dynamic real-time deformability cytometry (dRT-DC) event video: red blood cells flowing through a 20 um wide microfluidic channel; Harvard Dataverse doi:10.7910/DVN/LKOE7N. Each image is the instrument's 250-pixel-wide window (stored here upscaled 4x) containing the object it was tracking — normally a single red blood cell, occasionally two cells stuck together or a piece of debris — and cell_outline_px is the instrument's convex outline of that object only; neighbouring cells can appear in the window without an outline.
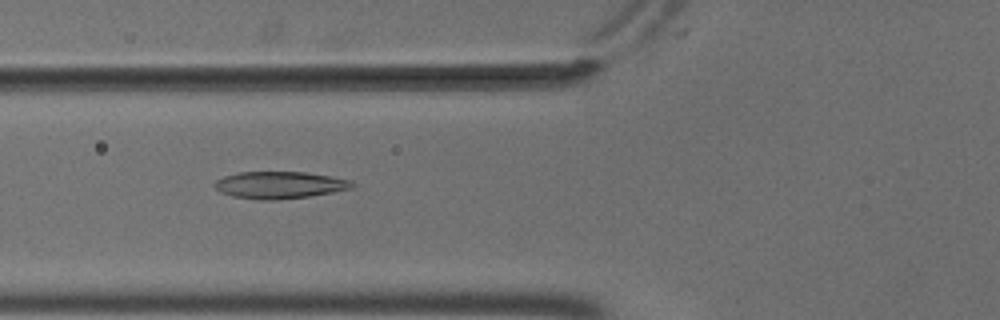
{"species": "common noctule bat (a hibernating species)", "species_latin": "Nyctalus noctula", "temperature_condition": "cold", "stored_images_in_passage": 36, "camera_frame_rate_fps": 3000, "um_per_image_px": 0.085, "animal": {"sex": "male", "body_mass_g": 18.8}, "frame": {"image": 1, "passage_image": 3, "time_ms": 0.667, "image_size_px": [1000, 320], "cell_outline_px": [[356, 184], [352, 188], [332, 192], [308, 196], [276, 200], [260, 200], [232, 196], [220, 192], [212, 184], [216, 180], [224, 176], [240, 172], [304, 172], [352, 180]], "centroid_in_image_um": [23.75, 15.73], "position_along_channel_um": 102.1, "area_um2": 21.62}}
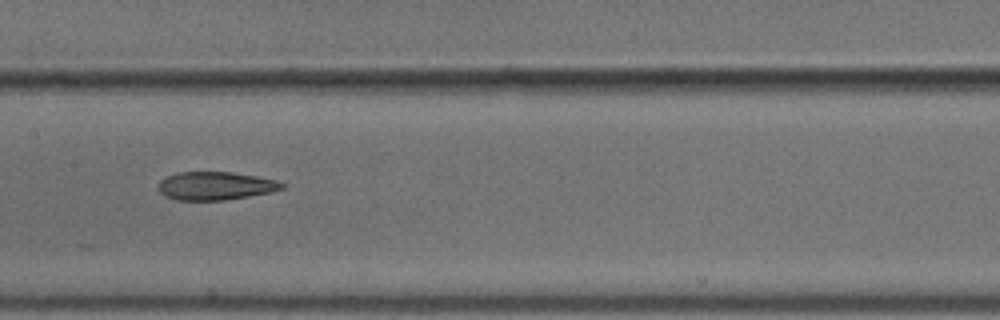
{"frame": {"image": 2, "passage_image": 10, "time_ms": 3.0, "image_size_px": [1000, 320], "cell_outline_px": [[284, 188], [268, 192], [248, 196], [224, 200], [176, 200], [164, 196], [160, 192], [160, 180], [168, 176], [180, 172], [232, 172], [256, 176], [276, 180], [284, 184]], "centroid_in_image_um": [18.3, 15.8], "position_along_channel_um": 189.1, "area_um2": 20.06}}
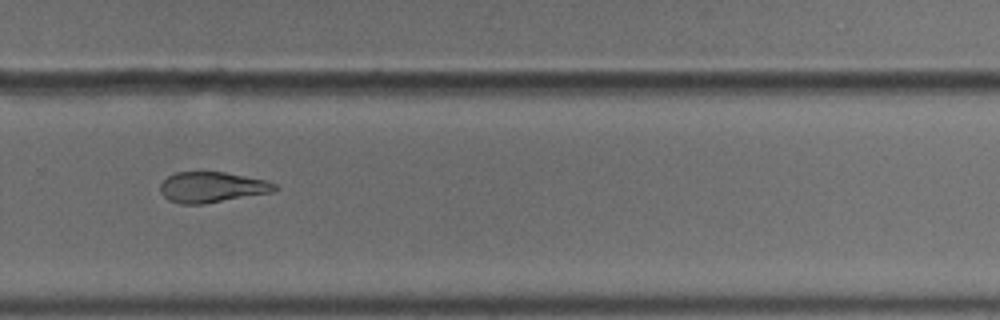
{"frame": {"image": 3, "passage_image": 20, "time_ms": 6.333, "image_size_px": [1000, 320], "cell_outline_px": [[280, 188], [272, 192], [200, 204], [180, 204], [168, 200], [160, 192], [160, 184], [168, 176], [176, 172], [224, 172], [264, 180], [276, 184]], "centroid_in_image_um": [17.99, 15.91], "position_along_channel_um": 311.8, "area_um2": 20.17}}